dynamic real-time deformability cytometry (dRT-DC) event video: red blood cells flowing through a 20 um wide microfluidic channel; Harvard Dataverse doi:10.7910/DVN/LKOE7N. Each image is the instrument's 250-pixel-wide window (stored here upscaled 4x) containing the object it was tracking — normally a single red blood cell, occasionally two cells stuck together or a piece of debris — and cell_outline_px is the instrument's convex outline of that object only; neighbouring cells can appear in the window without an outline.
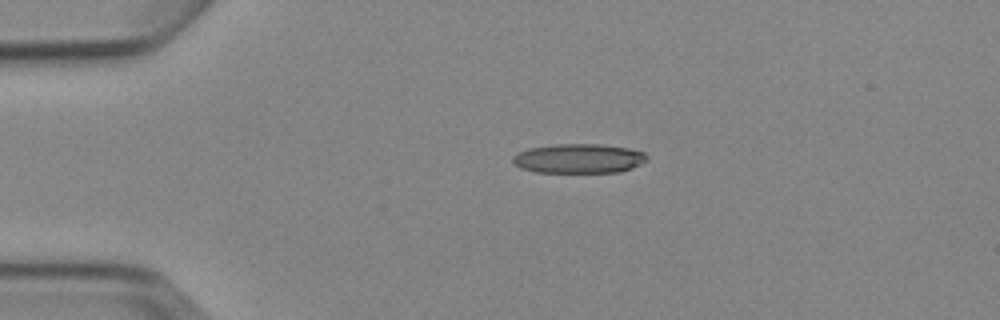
{"species": "Egyptian fruit bat (a non-hibernating species)", "species_latin": "Rousettus aegyptiacus", "temperature_condition": "cold", "stored_images_in_passage": 5, "camera_frame_rate_fps": 3000, "um_per_image_px": 0.085, "animal": {"sex": "female"}, "frame": {"image": 1, "passage_image": 5, "time_ms": 5.667, "image_size_px": [1000, 320], "cell_outline_px": [[648, 156], [640, 164], [632, 168], [620, 172], [536, 172], [520, 168], [512, 164], [512, 156], [528, 148], [556, 144], [600, 144], [628, 148], [644, 152]], "centroid_in_image_um": [49.16, 13.47], "position_along_channel_um": 35.8, "area_um2": 23.0}}